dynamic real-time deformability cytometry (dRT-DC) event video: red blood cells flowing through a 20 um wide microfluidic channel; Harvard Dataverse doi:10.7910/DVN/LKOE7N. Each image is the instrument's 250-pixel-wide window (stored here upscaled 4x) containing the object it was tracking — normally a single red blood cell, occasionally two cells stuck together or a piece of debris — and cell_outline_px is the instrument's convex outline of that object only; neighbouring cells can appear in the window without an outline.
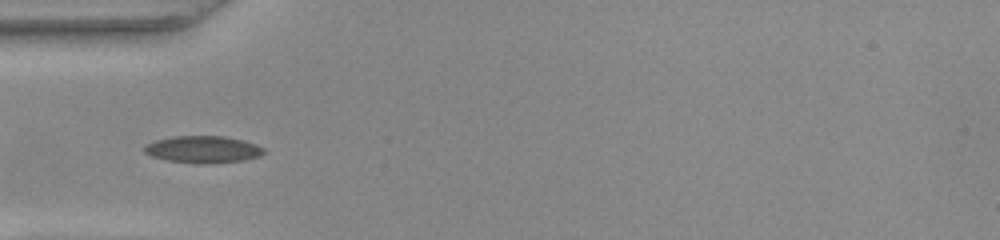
{"species": "common noctule bat (a hibernating species)", "species_latin": "Nyctalus noctula", "temperature_condition": "warm", "stored_images_in_passage": 36, "camera_frame_rate_fps": 3000, "um_per_image_px": 0.085, "animal": {"sex": "female", "body_mass_g": 22.0, "forearm_length_mm": 56.7}, "frame": {"image": 1, "passage_image": 2, "time_ms": 0.333, "image_size_px": [1000, 240], "cell_outline_px": [[268, 152], [260, 156], [244, 160], [212, 164], [196, 164], [168, 160], [152, 156], [144, 152], [144, 144], [156, 140], [172, 136], [224, 136], [244, 140], [256, 144], [264, 148]], "centroid_in_image_um": [17.29, 12.7], "position_along_channel_um": 67.7, "area_um2": 19.13}}
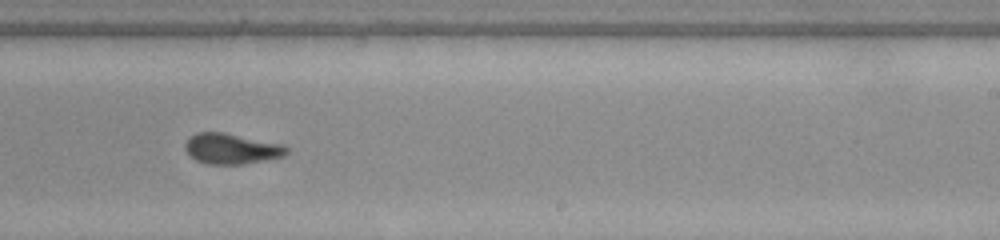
{"frame": {"image": 2, "passage_image": 17, "time_ms": 5.333, "image_size_px": [1000, 240], "cell_outline_px": [[288, 152], [284, 156], [244, 164], [208, 164], [196, 160], [184, 148], [184, 144], [188, 136], [196, 132], [224, 132], [284, 144], [288, 148]], "centroid_in_image_um": [19.67, 12.62], "position_along_channel_um": 269.3, "area_um2": 18.21}}
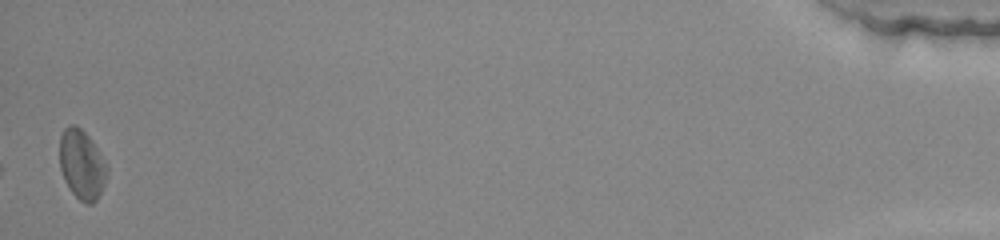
{"frame": {"image": 3, "passage_image": 36, "time_ms": 11.667, "image_size_px": [1000, 240], "cell_outline_px": [[108, 172], [104, 184], [96, 200], [92, 204], [84, 204], [68, 188], [64, 180], [60, 168], [60, 136], [64, 128], [68, 124], [76, 124], [88, 136], [108, 164]], "centroid_in_image_um": [6.95, 13.98], "position_along_channel_um": 428.2, "area_um2": 19.31}, "authors_computed_cell_mechanics": {"area_um2": 18.0336, "velocity_mm_per_s": 4.0386, "shape_relaxation_time_tau1_ms": 7.0717, "shape_relaxation_time_tau2_ms": 2.4945, "deformation_change_tau1": 0.1709, "deformation_change_tau2": 0.0964}}